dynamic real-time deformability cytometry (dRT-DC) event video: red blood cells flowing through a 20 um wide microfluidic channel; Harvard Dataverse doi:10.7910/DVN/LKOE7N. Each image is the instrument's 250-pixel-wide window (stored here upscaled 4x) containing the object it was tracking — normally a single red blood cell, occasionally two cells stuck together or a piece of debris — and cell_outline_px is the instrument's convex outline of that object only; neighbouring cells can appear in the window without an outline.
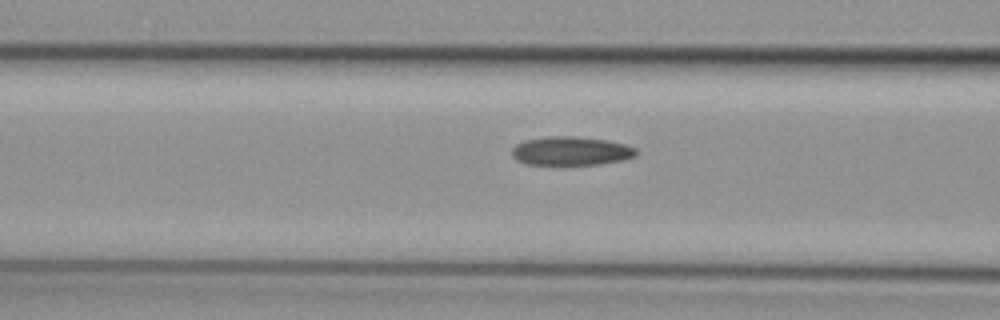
{"species": "common noctule bat (a hibernating species)", "species_latin": "Nyctalus noctula", "temperature_condition": "cold", "stored_images_in_passage": 21, "camera_frame_rate_fps": 3000, "um_per_image_px": 0.085, "animal": {"sex": "female", "body_mass_g": 29.2, "forearm_length_mm": 56.3}, "frame": {"image": 1, "passage_image": 19, "time_ms": 6.0, "image_size_px": [1000, 320], "cell_outline_px": [[636, 156], [624, 160], [600, 164], [524, 164], [516, 160], [512, 156], [512, 148], [516, 144], [524, 140], [548, 136], [576, 136], [608, 140], [624, 144], [636, 148]], "centroid_in_image_um": [48.52, 12.83], "position_along_channel_um": 118.1, "area_um2": 20.92}}